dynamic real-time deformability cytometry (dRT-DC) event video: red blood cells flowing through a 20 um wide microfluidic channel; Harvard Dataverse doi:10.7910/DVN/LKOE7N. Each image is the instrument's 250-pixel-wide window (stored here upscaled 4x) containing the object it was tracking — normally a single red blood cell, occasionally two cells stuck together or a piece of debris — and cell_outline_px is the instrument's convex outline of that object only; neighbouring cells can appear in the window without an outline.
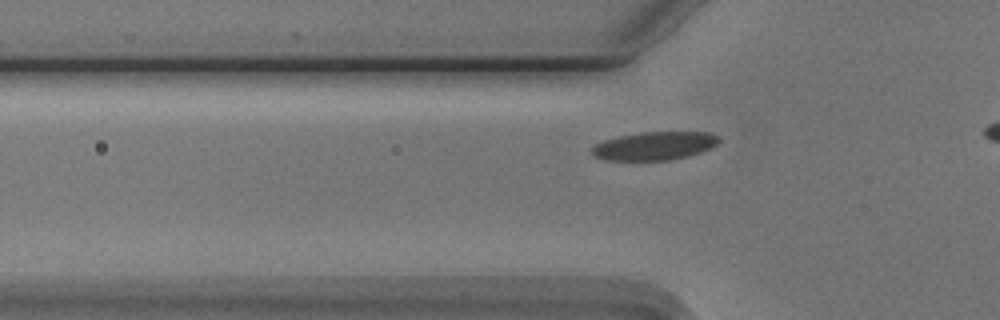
{"species": "Egyptian fruit bat (a non-hibernating species)", "species_latin": "Rousettus aegyptiacus", "temperature_condition": "cold", "stored_images_in_passage": 38, "camera_frame_rate_fps": 3000, "um_per_image_px": 0.085, "animal": {"sex": "male"}, "frame": {"image": 1, "passage_image": 11, "time_ms": 3.333, "image_size_px": [1000, 320], "cell_outline_px": [[720, 140], [712, 148], [688, 156], [668, 160], [604, 160], [592, 156], [592, 144], [604, 140], [620, 136], [640, 132], [712, 132], [720, 136]], "centroid_in_image_um": [55.63, 12.39], "position_along_channel_um": 70.2, "area_um2": 21.15}}
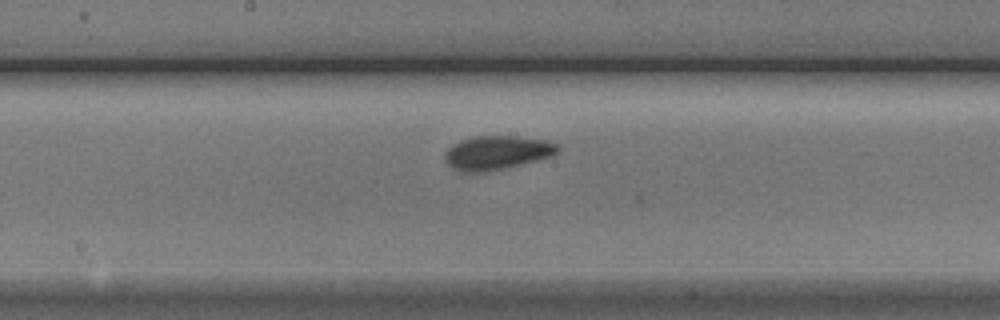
{"frame": {"image": 2, "passage_image": 22, "time_ms": 7.0, "image_size_px": [1000, 320], "cell_outline_px": [[560, 152], [552, 156], [520, 164], [500, 168], [476, 172], [460, 172], [452, 168], [448, 164], [444, 156], [448, 148], [452, 144], [460, 140], [472, 136], [516, 136], [544, 140], [556, 144], [560, 148]], "centroid_in_image_um": [42.22, 12.96], "position_along_channel_um": 206.0, "area_um2": 22.02}}
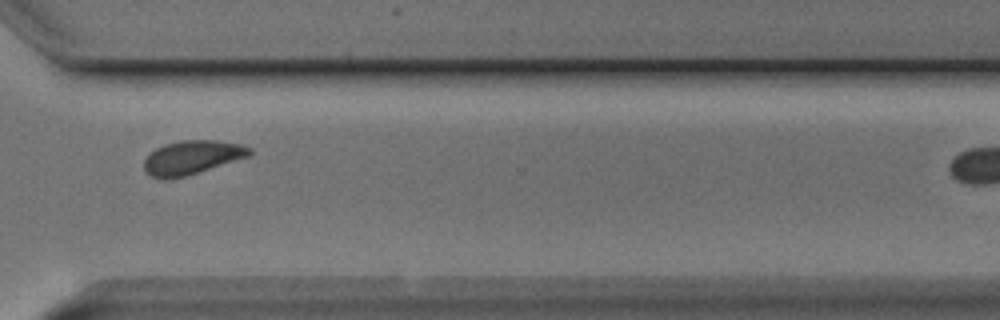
{"frame": {"image": 3, "passage_image": 34, "time_ms": 11.0, "image_size_px": [1000, 320], "cell_outline_px": [[252, 152], [248, 156], [184, 176], [164, 180], [152, 176], [144, 172], [144, 160], [156, 148], [164, 144], [180, 140], [216, 140], [240, 144], [252, 148]], "centroid_in_image_um": [16.28, 13.37], "position_along_channel_um": 354.3, "area_um2": 20.52}}